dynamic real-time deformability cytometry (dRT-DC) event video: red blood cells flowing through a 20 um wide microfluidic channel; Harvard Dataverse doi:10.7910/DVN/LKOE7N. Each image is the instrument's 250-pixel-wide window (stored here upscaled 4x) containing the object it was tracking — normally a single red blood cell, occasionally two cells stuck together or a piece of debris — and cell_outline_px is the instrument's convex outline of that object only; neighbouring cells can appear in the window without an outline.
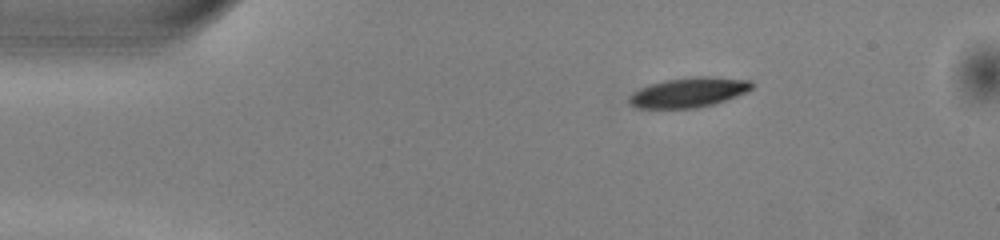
{"species": "common noctule bat (a hibernating species)", "species_latin": "Nyctalus noctula", "temperature_condition": "warm", "stored_images_in_passage": 44, "camera_frame_rate_fps": 3000, "um_per_image_px": 0.085, "animal": {"sex": "male", "body_mass_g": 13.0, "forearm_length_mm": 53.1}, "frame": {"image": 1, "passage_image": 1, "time_ms": 0.0, "image_size_px": [1000, 240], "cell_outline_px": [[752, 88], [748, 92], [712, 104], [696, 108], [636, 108], [628, 104], [628, 96], [632, 92], [640, 88], [664, 80], [696, 76], [716, 76], [752, 80]], "centroid_in_image_um": [58.53, 7.84], "position_along_channel_um": 26.5, "area_um2": 21.5}}
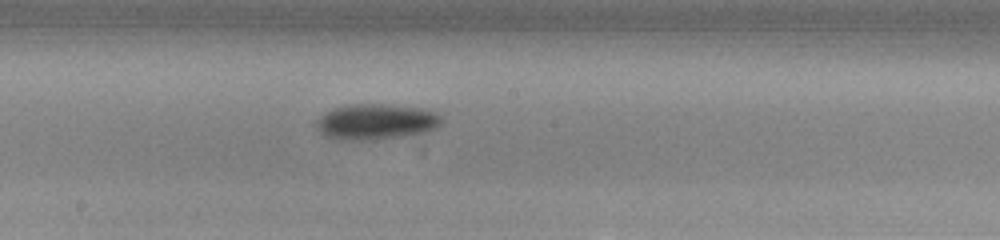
{"frame": {"image": 2, "passage_image": 20, "time_ms": 6.333, "image_size_px": [1000, 240], "cell_outline_px": [[444, 120], [436, 128], [424, 132], [400, 136], [368, 140], [340, 140], [324, 136], [316, 128], [316, 120], [320, 116], [332, 108], [352, 104], [388, 104], [420, 108], [436, 112]], "centroid_in_image_um": [31.93, 10.34], "position_along_channel_um": 216.3, "area_um2": 26.07}}
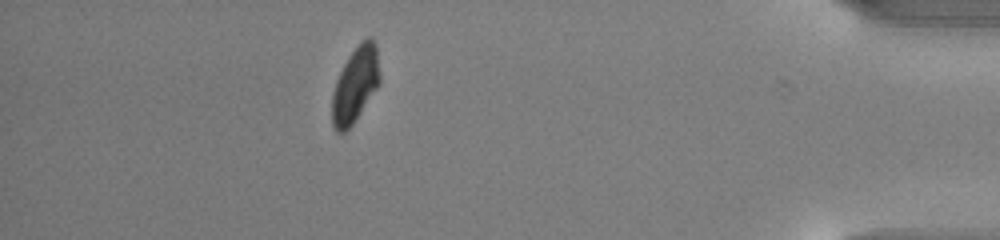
{"frame": {"image": 3, "passage_image": 38, "time_ms": 12.333, "image_size_px": [1000, 240], "cell_outline_px": [[380, 84], [352, 124], [344, 132], [336, 132], [332, 124], [332, 92], [336, 80], [348, 56], [368, 36], [372, 36], [376, 44], [380, 76]], "centroid_in_image_um": [30.2, 7.2], "position_along_channel_um": 405.0, "area_um2": 20.81}, "authors_computed_cell_mechanics": {"area_um2": 22.6576, "velocity_mm_per_s": 4.0078, "shape_relaxation_time_tau1_ms": 2.5155, "shape_relaxation_time_tau2_ms": null, "deformation_change_tau1": 0.104, "deformation_change_tau2": null}}